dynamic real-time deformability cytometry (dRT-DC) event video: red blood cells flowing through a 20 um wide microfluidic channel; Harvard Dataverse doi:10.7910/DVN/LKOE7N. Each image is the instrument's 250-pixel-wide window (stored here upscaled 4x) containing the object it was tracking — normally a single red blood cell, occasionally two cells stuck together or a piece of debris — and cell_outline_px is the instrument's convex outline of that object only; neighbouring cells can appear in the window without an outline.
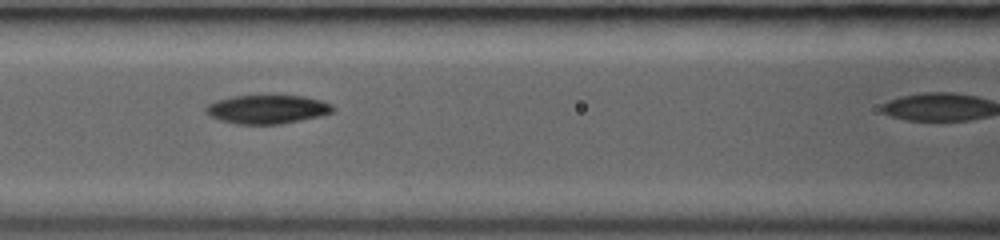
{"species": "common noctule bat (a hibernating species)", "species_latin": "Nyctalus noctula", "temperature_condition": "room temperature", "stored_images_in_passage": 12, "camera_frame_rate_fps": 3000, "um_per_image_px": 0.085, "animal": {"sex": "female", "body_mass_g": 19.0, "forearm_length_mm": 53.3}, "frame": {"image": 1, "passage_image": 9, "time_ms": 2.667, "image_size_px": [1000, 240], "cell_outline_px": [[336, 108], [332, 112], [320, 116], [280, 124], [236, 124], [220, 120], [204, 112], [204, 108], [208, 104], [216, 100], [232, 96], [304, 96], [320, 100], [332, 104]], "centroid_in_image_um": [22.71, 9.29], "position_along_channel_um": 143.9, "area_um2": 21.21}}